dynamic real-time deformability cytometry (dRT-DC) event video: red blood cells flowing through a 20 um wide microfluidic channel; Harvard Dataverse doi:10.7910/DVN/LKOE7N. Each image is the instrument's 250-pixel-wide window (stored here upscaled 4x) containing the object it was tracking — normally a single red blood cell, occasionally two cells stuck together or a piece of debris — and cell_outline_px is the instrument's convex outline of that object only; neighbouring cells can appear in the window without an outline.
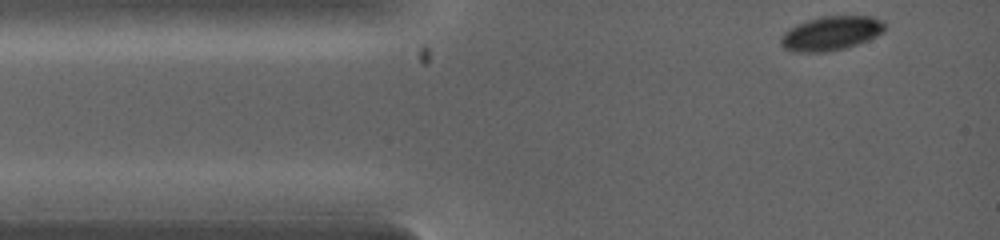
{"species": "common noctule bat (a hibernating species)", "species_latin": "Nyctalus noctula", "temperature_condition": "warm", "stored_images_in_passage": 10, "camera_frame_rate_fps": 5000, "um_per_image_px": 0.085, "animal": {"sex": "female", "body_mass_g": 19.0, "forearm_length_mm": 53.3}, "frame": {"image": 1, "passage_image": 1, "time_ms": 0.0, "image_size_px": [1000, 240], "cell_outline_px": [[884, 32], [868, 40], [848, 48], [828, 52], [792, 52], [784, 48], [780, 44], [780, 36], [784, 32], [796, 24], [820, 16], [872, 16], [880, 20], [884, 24]], "centroid_in_image_um": [70.61, 2.84], "position_along_channel_um": 14.4, "area_um2": 20.92}}
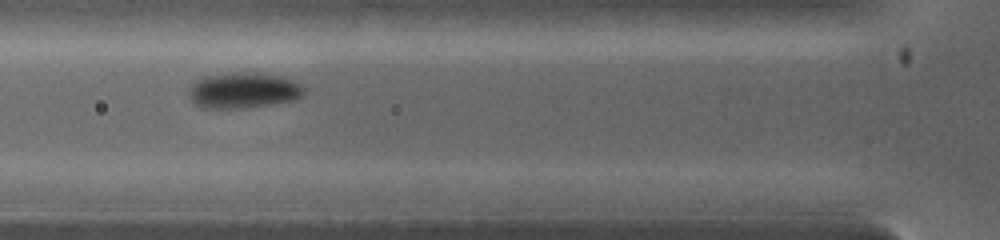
{"frame": {"image": 2, "passage_image": 9, "time_ms": 2.4, "image_size_px": [1000, 240], "cell_outline_px": [[304, 92], [296, 100], [272, 104], [244, 108], [208, 108], [196, 104], [188, 96], [188, 88], [196, 80], [204, 76], [228, 72], [256, 72], [284, 76], [300, 84], [304, 88]], "centroid_in_image_um": [20.68, 7.66], "position_along_channel_um": 105.1, "area_um2": 24.28}}
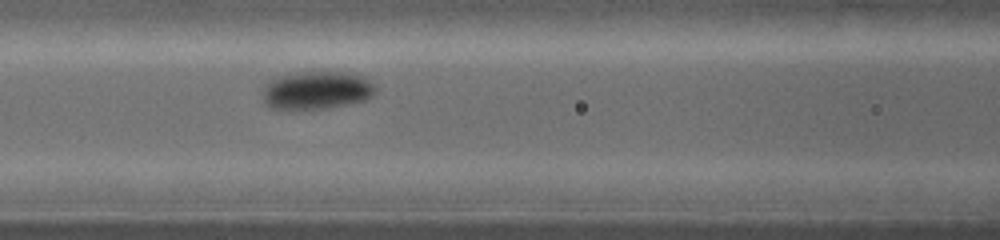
{"frame": {"image": 3, "passage_image": 10, "time_ms": 3.0, "image_size_px": [1000, 240], "cell_outline_px": [[376, 92], [372, 96], [364, 100], [328, 108], [272, 108], [264, 104], [264, 88], [272, 80], [280, 76], [292, 72], [344, 72], [364, 76], [376, 84]], "centroid_in_image_um": [26.98, 7.65], "position_along_channel_um": 139.6, "area_um2": 24.8}}